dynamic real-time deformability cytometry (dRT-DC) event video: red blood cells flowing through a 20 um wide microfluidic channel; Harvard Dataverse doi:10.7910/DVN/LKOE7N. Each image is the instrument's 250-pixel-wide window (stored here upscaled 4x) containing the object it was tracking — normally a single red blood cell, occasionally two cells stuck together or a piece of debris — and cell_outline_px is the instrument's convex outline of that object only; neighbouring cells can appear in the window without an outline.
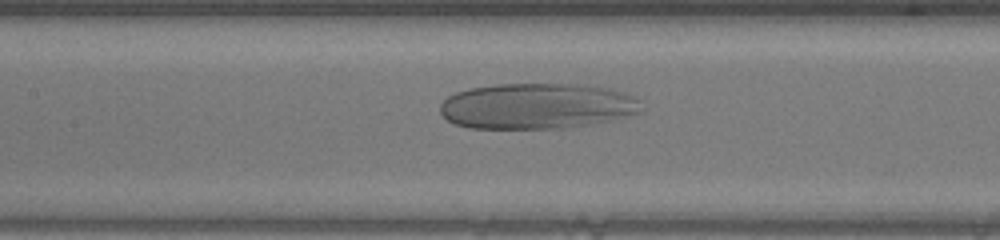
{"species": "human", "species_latin": "Homo sapiens", "temperature_condition": "warm", "stored_images_in_passage": 47, "camera_frame_rate_fps": 3000, "um_per_image_px": 0.085, "donor": {"sex": "male"}, "frame": {"image": 1, "passage_image": 21, "time_ms": 6.667, "image_size_px": [1000, 240], "cell_outline_px": [[644, 112], [628, 116], [588, 124], [564, 128], [468, 128], [452, 124], [440, 112], [440, 104], [448, 96], [456, 92], [468, 88], [496, 84], [584, 84], [608, 88], [624, 92], [636, 96], [640, 100]], "centroid_in_image_um": [45.66, 9.01], "position_along_channel_um": 161.7, "area_um2": 54.1}}
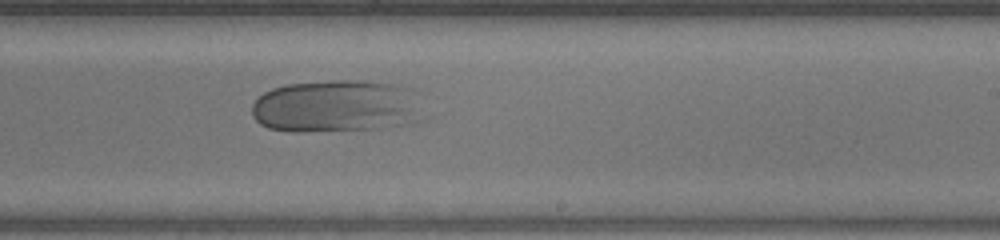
{"frame": {"image": 2, "passage_image": 28, "time_ms": 9.0, "image_size_px": [1000, 240], "cell_outline_px": [[436, 116], [412, 124], [388, 128], [304, 132], [292, 132], [268, 128], [260, 124], [252, 116], [252, 104], [264, 92], [272, 88], [284, 84], [332, 80], [364, 80], [396, 84], [416, 88], [420, 92]], "centroid_in_image_um": [28.9, 9.03], "position_along_channel_um": 260.1, "area_um2": 55.66}}
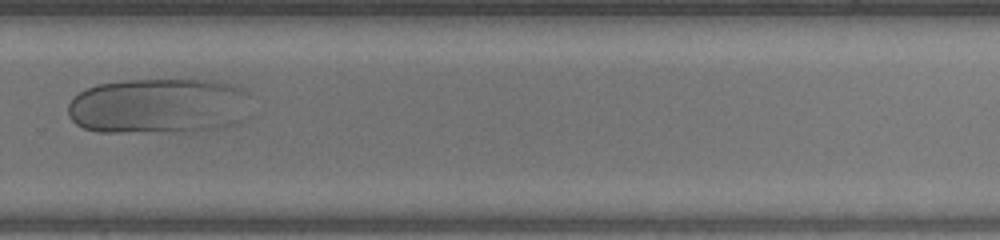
{"frame": {"image": 3, "passage_image": 32, "time_ms": 10.333, "image_size_px": [1000, 240], "cell_outline_px": [[248, 116], [244, 120], [236, 124], [220, 128], [192, 132], [100, 132], [84, 128], [76, 124], [68, 116], [68, 104], [80, 92], [96, 84], [128, 80], [216, 80], [236, 84], [248, 92]], "centroid_in_image_um": [13.56, 9.02], "position_along_channel_um": 316.2, "area_um2": 60.34}}